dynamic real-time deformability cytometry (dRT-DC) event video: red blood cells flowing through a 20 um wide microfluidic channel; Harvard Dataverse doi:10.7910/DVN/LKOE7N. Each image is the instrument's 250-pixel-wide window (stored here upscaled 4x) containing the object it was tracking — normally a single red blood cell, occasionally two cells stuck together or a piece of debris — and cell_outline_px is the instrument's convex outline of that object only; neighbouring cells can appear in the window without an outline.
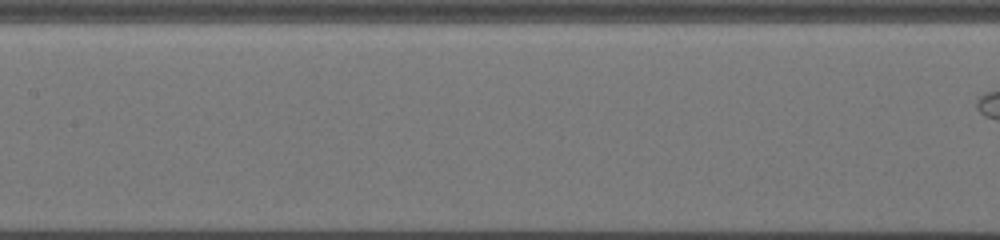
{"species": "common noctule bat (a hibernating species)", "species_latin": "Nyctalus noctula", "temperature_condition": "cold", "stored_images_in_passage": 13, "segment_of_instrument_passage": [2, 2], "camera_frame_rate_fps": 3000, "um_per_image_px": 0.085, "animal": {"sex": "female", "body_mass_g": 19.5, "forearm_length_mm": 54.1}, "frame": {"image": 1, "passage_image": 13, "time_ms": 4.0, "image_size_px": [1000, 240], "cell_outline_px": [[696, 208], [688, 212], [604, 212], [588, 204], [592, 200], [624, 196], [676, 196], [692, 204]], "centroid_in_image_um": [54.64, 17.37], "position_along_channel_um": 152.8, "area_um2": 10.52}}